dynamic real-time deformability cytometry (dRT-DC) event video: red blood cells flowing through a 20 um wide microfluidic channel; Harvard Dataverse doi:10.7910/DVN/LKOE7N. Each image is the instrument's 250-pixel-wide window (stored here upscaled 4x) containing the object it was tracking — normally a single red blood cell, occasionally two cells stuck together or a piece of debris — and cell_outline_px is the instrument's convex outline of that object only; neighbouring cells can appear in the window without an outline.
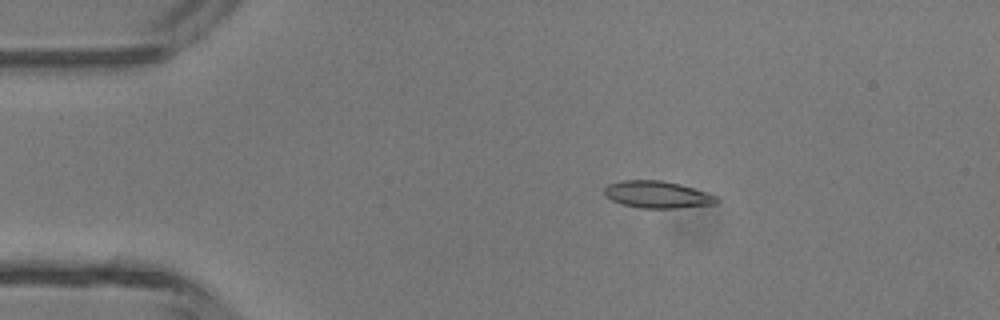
{"species": "common noctule bat (a hibernating species)", "species_latin": "Nyctalus noctula", "temperature_condition": "room temperature", "stored_images_in_passage": 5, "camera_frame_rate_fps": 3000, "um_per_image_px": 0.085, "animal": {"sex": "male", "body_mass_g": 13.3}, "frame": {"image": 1, "passage_image": 3, "time_ms": 0.667, "image_size_px": [1000, 320], "cell_outline_px": [[720, 200], [716, 204], [676, 208], [640, 208], [624, 204], [612, 200], [604, 196], [604, 188], [608, 184], [620, 180], [660, 180], [680, 184], [716, 196]], "centroid_in_image_um": [55.85, 16.53], "position_along_channel_um": 29.2, "area_um2": 17.63}}
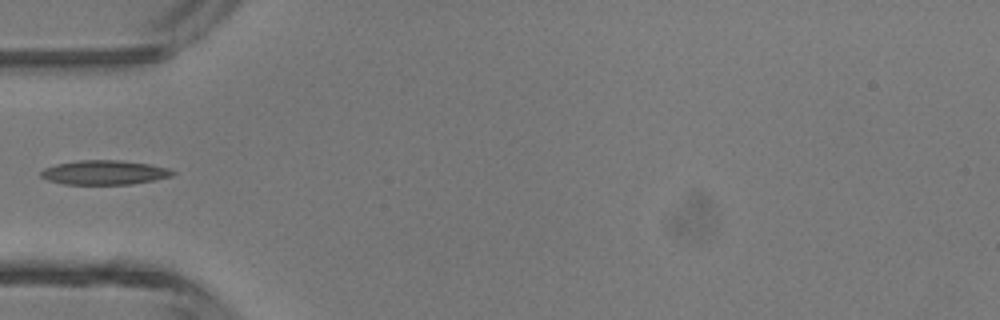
{"frame": {"image": 2, "passage_image": 5, "time_ms": 1.333, "image_size_px": [1000, 320], "cell_outline_px": [[176, 172], [172, 176], [132, 184], [64, 184], [48, 180], [40, 176], [40, 172], [44, 168], [56, 164], [76, 160], [120, 160], [148, 164], [168, 168]], "centroid_in_image_um": [8.84, 14.65], "position_along_channel_um": 76.2, "area_um2": 18.61}}